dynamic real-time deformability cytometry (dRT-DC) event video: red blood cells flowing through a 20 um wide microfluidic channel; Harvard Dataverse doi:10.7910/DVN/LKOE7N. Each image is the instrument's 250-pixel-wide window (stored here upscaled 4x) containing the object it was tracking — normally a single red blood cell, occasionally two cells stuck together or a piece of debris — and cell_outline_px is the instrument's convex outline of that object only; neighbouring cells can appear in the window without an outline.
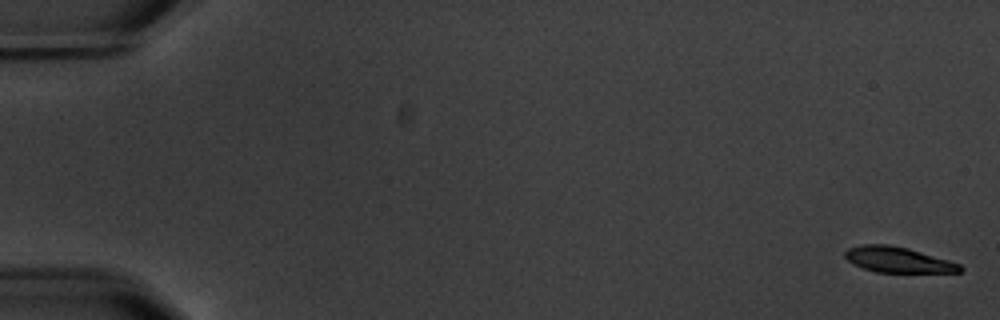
{"species": "common noctule bat (a hibernating species)", "species_latin": "Nyctalus noctula", "temperature_condition": "warm", "stored_images_in_passage": 3, "camera_frame_rate_fps": 3000, "um_per_image_px": 0.085, "animal": {"sex": "male", "body_mass_g": 20.1, "forearm_length_mm": 53.5}, "frame": {"image": 1, "passage_image": 1, "time_ms": 0.0, "image_size_px": [1000, 320], "cell_outline_px": [[964, 268], [960, 272], [876, 272], [852, 264], [844, 256], [844, 252], [848, 248], [860, 244], [888, 244], [908, 248], [948, 260], [960, 264]], "centroid_in_image_um": [76.29, 22.07], "position_along_channel_um": 8.7, "area_um2": 17.11}}